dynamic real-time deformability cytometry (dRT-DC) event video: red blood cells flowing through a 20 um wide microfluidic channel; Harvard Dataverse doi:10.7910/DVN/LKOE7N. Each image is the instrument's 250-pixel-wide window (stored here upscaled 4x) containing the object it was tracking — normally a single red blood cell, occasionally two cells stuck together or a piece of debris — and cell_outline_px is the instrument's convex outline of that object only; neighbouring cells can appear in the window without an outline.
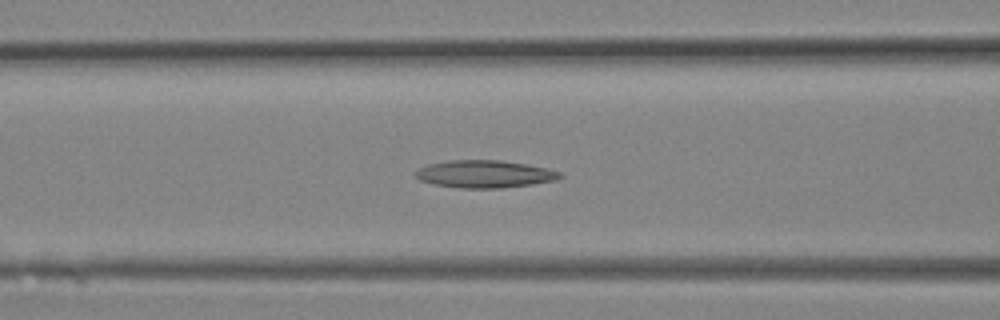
{"species": "Egyptian fruit bat (a non-hibernating species)", "species_latin": "Rousettus aegyptiacus", "temperature_condition": "room temperature", "stored_images_in_passage": 15, "camera_frame_rate_fps": 3000, "um_per_image_px": 0.085, "animal": {"sex": "female"}, "frame": {"image": 1, "passage_image": 11, "time_ms": 3.333, "image_size_px": [1000, 320], "cell_outline_px": [[564, 176], [556, 180], [532, 184], [500, 188], [460, 188], [436, 184], [420, 180], [416, 176], [416, 172], [420, 168], [428, 164], [448, 160], [500, 160], [528, 164], [548, 168], [560, 172]], "centroid_in_image_um": [41.24, 14.78], "position_along_channel_um": 125.4, "area_um2": 23.06}}
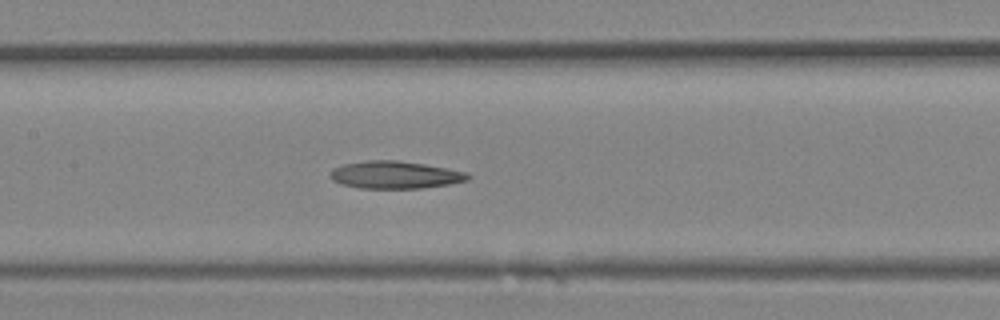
{"frame": {"image": 2, "passage_image": 13, "time_ms": 4.0, "image_size_px": [1000, 320], "cell_outline_px": [[472, 176], [468, 180], [448, 184], [420, 188], [360, 188], [340, 184], [332, 180], [328, 176], [328, 172], [332, 168], [344, 164], [368, 160], [396, 160], [424, 164], [464, 172]], "centroid_in_image_um": [33.5, 14.86], "position_along_channel_um": 173.9, "area_um2": 21.96}}
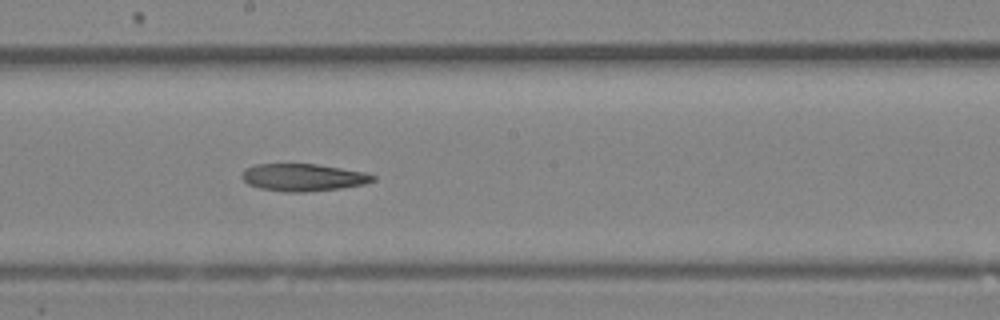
{"frame": {"image": 3, "passage_image": 15, "time_ms": 4.667, "image_size_px": [1000, 320], "cell_outline_px": [[376, 180], [364, 184], [340, 188], [304, 192], [284, 192], [260, 188], [248, 184], [240, 176], [244, 168], [256, 164], [316, 164], [364, 172], [376, 176]], "centroid_in_image_um": [25.74, 15.08], "position_along_channel_um": 222.5, "area_um2": 20.87}}